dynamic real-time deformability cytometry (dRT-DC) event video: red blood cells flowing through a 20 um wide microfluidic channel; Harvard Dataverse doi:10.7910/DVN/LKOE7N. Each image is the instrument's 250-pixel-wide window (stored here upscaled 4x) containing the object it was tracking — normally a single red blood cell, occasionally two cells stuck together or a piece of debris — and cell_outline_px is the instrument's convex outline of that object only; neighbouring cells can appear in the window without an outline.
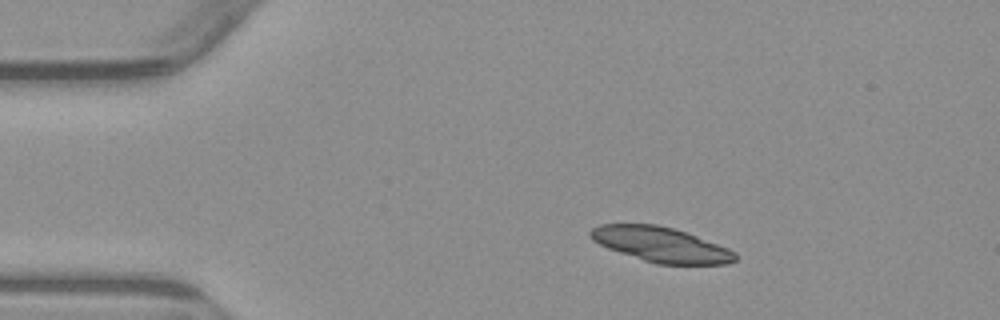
{"species": "common noctule bat (a hibernating species)", "species_latin": "Nyctalus noctula", "temperature_condition": "warm", "stored_images_in_passage": 4, "camera_frame_rate_fps": 3000, "um_per_image_px": 0.085, "animal": {"sex": "male", "body_mass_g": 23.1, "forearm_length_mm": 52.7}, "frame": {"image": 1, "passage_image": 1, "time_ms": 0.0, "image_size_px": [1000, 320], "cell_outline_px": [[736, 260], [728, 264], [656, 264], [608, 248], [592, 240], [588, 236], [588, 232], [592, 228], [600, 224], [656, 224], [672, 228], [696, 236], [728, 248], [736, 252]], "centroid_in_image_um": [56.16, 20.78], "position_along_channel_um": 28.8, "area_um2": 29.25}}